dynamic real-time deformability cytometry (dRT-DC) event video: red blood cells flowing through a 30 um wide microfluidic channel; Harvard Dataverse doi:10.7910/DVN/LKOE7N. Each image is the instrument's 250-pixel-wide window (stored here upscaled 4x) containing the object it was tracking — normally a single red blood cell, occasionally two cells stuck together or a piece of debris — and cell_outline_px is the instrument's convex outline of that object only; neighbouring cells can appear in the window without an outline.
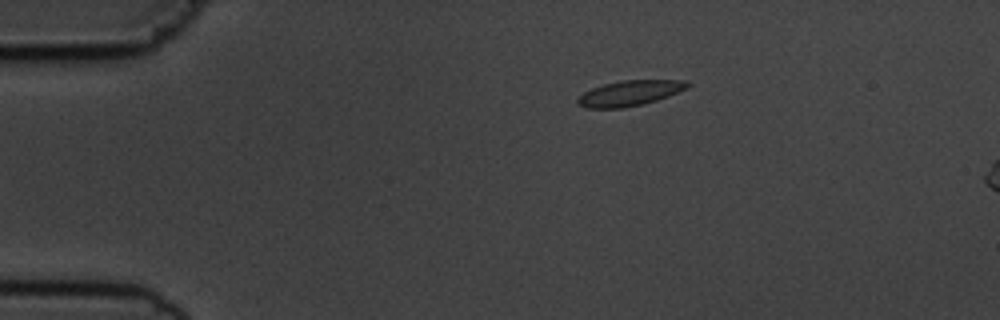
{"species": "common noctule bat (a hibernating species)", "species_latin": "Nyctalus noctula", "temperature_condition": "cold", "stored_images_in_passage": 6, "camera_frame_rate_fps": 3000, "um_per_image_px": 0.085, "animal": {"sex": "male", "body_mass_g": 19.5, "forearm_length_mm": 54.6}, "frame": {"image": 1, "passage_image": 6, "time_ms": 6.667, "image_size_px": [1000, 320], "cell_outline_px": [[692, 84], [688, 88], [668, 96], [656, 100], [624, 108], [588, 108], [576, 104], [576, 100], [584, 92], [592, 88], [604, 84], [624, 80], [688, 80]], "centroid_in_image_um": [53.55, 7.91], "position_along_channel_um": 31.5, "area_um2": 16.18}}